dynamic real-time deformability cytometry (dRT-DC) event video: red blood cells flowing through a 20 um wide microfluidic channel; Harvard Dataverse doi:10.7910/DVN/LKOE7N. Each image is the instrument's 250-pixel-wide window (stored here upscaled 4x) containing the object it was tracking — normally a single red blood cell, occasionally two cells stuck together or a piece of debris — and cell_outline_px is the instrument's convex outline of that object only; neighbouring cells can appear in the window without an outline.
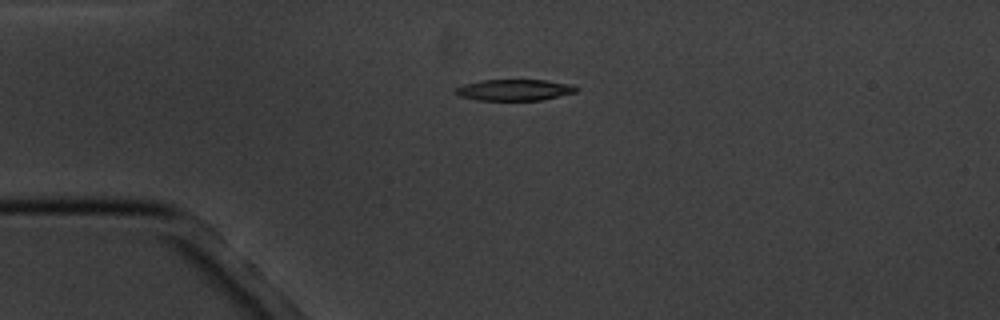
{"species": "common noctule bat (a hibernating species)", "species_latin": "Nyctalus noctula", "temperature_condition": "cold", "stored_images_in_passage": 4, "camera_frame_rate_fps": 3000, "um_per_image_px": 0.085, "animal": {"sex": "male", "body_mass_g": 20.1, "forearm_length_mm": 53.5}, "frame": {"image": 1, "passage_image": 3, "time_ms": 2.333, "image_size_px": [1000, 320], "cell_outline_px": [[576, 92], [540, 100], [476, 100], [460, 96], [452, 92], [456, 88], [464, 84], [480, 80], [544, 80], [572, 84], [576, 88]], "centroid_in_image_um": [43.67, 7.64], "position_along_channel_um": 41.3, "area_um2": 14.85}}